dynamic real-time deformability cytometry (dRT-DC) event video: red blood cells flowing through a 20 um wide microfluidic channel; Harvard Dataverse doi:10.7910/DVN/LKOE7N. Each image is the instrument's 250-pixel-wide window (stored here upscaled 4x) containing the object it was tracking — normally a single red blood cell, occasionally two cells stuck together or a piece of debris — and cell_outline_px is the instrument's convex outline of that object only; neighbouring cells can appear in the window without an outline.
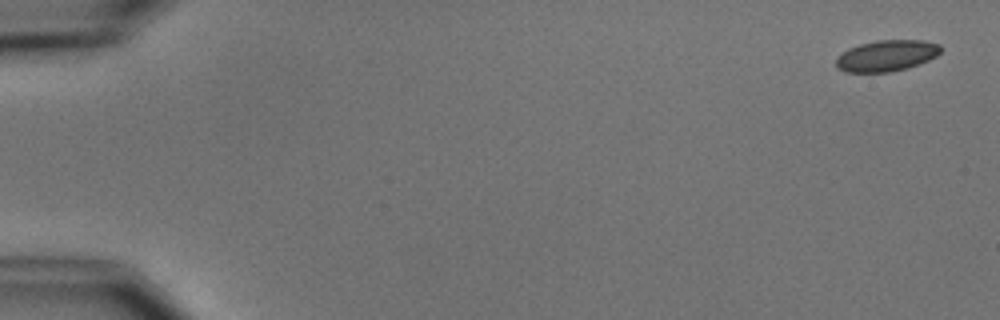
{"species": "common noctule bat (a hibernating species)", "species_latin": "Nyctalus noctula", "temperature_condition": "cold", "stored_images_in_passage": 11, "camera_frame_rate_fps": 3000, "um_per_image_px": 0.085, "animal": {"sex": "male", "body_mass_g": 15.6}, "frame": {"image": 1, "passage_image": 1, "time_ms": 0.0, "image_size_px": [1000, 320], "cell_outline_px": [[940, 52], [936, 56], [928, 60], [908, 68], [888, 72], [844, 72], [836, 68], [836, 56], [848, 48], [860, 44], [876, 40], [924, 40], [940, 44]], "centroid_in_image_um": [75.32, 4.73], "position_along_channel_um": 9.7, "area_um2": 19.13}}
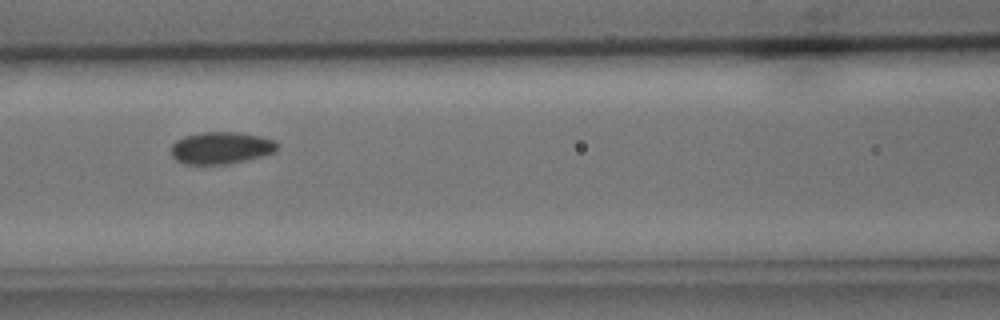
{"frame": {"image": 2, "passage_image": 7, "time_ms": 7.667, "image_size_px": [1000, 320], "cell_outline_px": [[276, 152], [228, 164], [184, 164], [176, 160], [172, 156], [172, 144], [176, 140], [184, 136], [200, 132], [240, 132], [260, 136], [276, 140]], "centroid_in_image_um": [18.77, 12.56], "position_along_channel_um": 147.8, "area_um2": 19.83}}
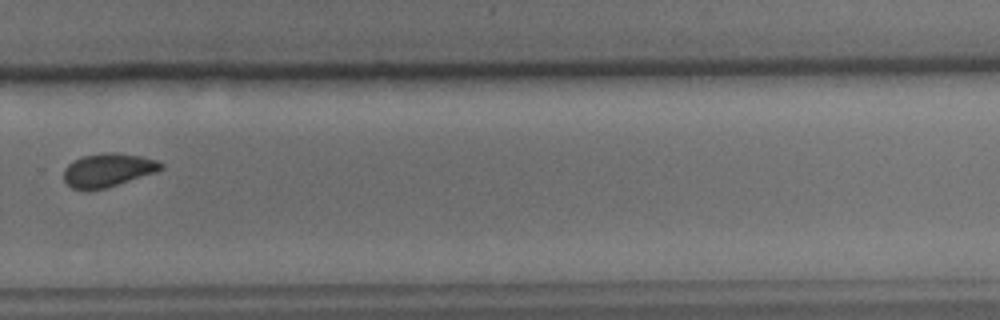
{"frame": {"image": 3, "passage_image": 11, "time_ms": 12.333, "image_size_px": [1000, 320], "cell_outline_px": [[164, 168], [156, 172], [108, 188], [88, 192], [72, 188], [64, 180], [64, 168], [68, 164], [84, 156], [108, 152], [112, 152], [140, 156], [156, 160], [164, 164]], "centroid_in_image_um": [9.17, 14.49], "position_along_channel_um": 320.6, "area_um2": 19.13}}